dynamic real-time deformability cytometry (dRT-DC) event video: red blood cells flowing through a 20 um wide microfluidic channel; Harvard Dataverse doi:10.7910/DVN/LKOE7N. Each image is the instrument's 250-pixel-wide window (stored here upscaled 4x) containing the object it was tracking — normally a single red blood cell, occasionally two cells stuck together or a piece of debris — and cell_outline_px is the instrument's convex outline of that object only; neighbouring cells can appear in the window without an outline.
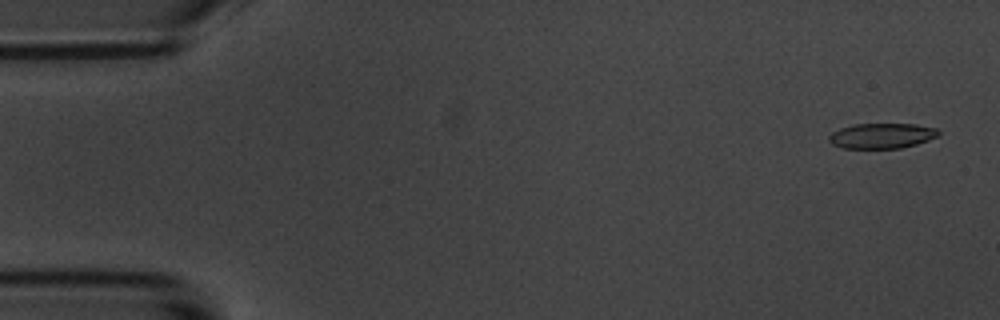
{"species": "common noctule bat (a hibernating species)", "species_latin": "Nyctalus noctula", "temperature_condition": "room temperature", "stored_images_in_passage": 56, "camera_frame_rate_fps": 3000, "um_per_image_px": 0.085, "animal": {"sex": "male", "body_mass_g": 20.1, "forearm_length_mm": 53.5}, "frame": {"image": 1, "passage_image": 2, "time_ms": 0.333, "image_size_px": [1000, 320], "cell_outline_px": [[940, 136], [916, 144], [900, 148], [844, 148], [832, 144], [828, 140], [828, 136], [832, 132], [840, 128], [852, 124], [916, 124], [936, 128], [940, 132]], "centroid_in_image_um": [74.95, 11.53], "position_along_channel_um": 10.0, "area_um2": 16.18}}
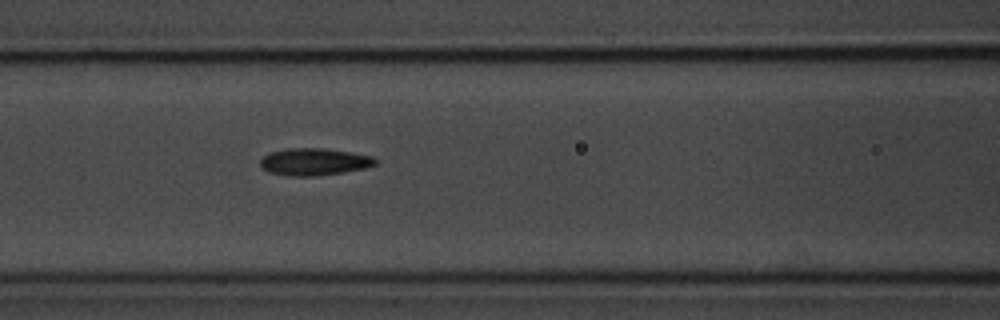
{"frame": {"image": 2, "passage_image": 23, "time_ms": 7.333, "image_size_px": [1000, 320], "cell_outline_px": [[376, 164], [364, 168], [344, 172], [312, 176], [288, 176], [268, 172], [260, 164], [260, 160], [264, 156], [272, 152], [288, 148], [324, 148], [372, 156], [376, 160]], "centroid_in_image_um": [26.69, 13.75], "position_along_channel_um": 139.9, "area_um2": 17.98}}
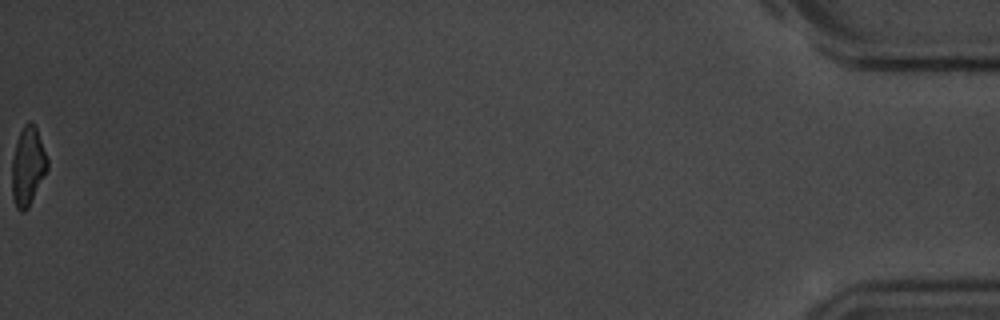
{"frame": {"image": 3, "passage_image": 56, "time_ms": 18.333, "image_size_px": [1000, 320], "cell_outline_px": [[48, 168], [28, 208], [24, 212], [20, 212], [16, 208], [12, 196], [12, 156], [16, 140], [24, 124], [28, 120], [32, 120], [36, 128], [48, 160]], "centroid_in_image_um": [2.35, 14.12], "position_along_channel_um": 432.9, "area_um2": 16.3}, "authors_computed_cell_mechanics": {"area_um2": 17.4556, "velocity_mm_per_s": 3.5876, "shape_relaxation_time_tau1_ms": 2.682, "shape_relaxation_time_tau2_ms": 1.9063, "deformation_change_tau1": 0.1113, "deformation_change_tau2": 0.0846}}